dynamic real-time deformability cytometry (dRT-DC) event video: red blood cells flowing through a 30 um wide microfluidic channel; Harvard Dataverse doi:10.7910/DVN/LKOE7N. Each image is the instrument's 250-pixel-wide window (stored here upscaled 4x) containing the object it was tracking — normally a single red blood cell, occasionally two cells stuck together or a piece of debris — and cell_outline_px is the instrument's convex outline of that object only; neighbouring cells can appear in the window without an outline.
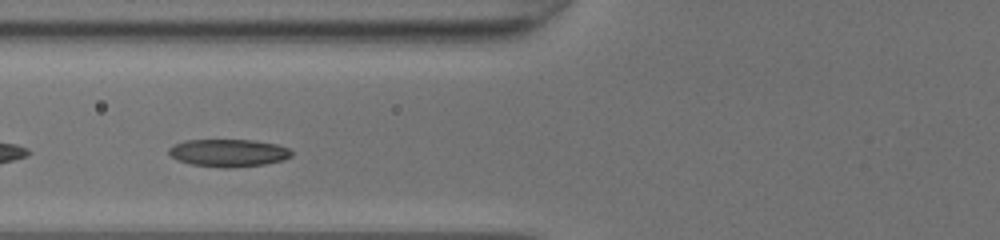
{"species": "common noctule bat (a hibernating species)", "species_latin": "Nyctalus noctula", "temperature_condition": "room temperature", "stored_images_in_passage": 33, "camera_frame_rate_fps": 3000, "um_per_image_px": 0.085, "animal": {"sex": "female", "body_mass_g": 20.0, "forearm_length_mm": 54.0}, "frame": {"image": 1, "passage_image": 6, "time_ms": 1.667, "image_size_px": [1000, 240], "cell_outline_px": [[292, 156], [284, 160], [264, 164], [228, 168], [224, 168], [192, 164], [176, 160], [168, 152], [168, 148], [172, 144], [184, 140], [252, 140], [276, 144], [288, 148], [292, 152]], "centroid_in_image_um": [19.39, 12.99], "position_along_channel_um": 106.4, "area_um2": 19.77}}
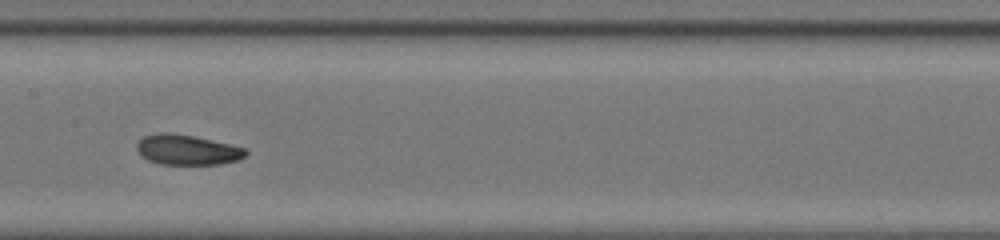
{"frame": {"image": 2, "passage_image": 12, "time_ms": 3.667, "image_size_px": [1000, 240], "cell_outline_px": [[248, 152], [240, 160], [220, 164], [160, 164], [148, 160], [136, 148], [136, 144], [144, 136], [160, 132], [168, 132], [192, 136], [228, 144], [244, 148]], "centroid_in_image_um": [15.91, 12.74], "position_along_channel_um": 191.5, "area_um2": 18.84}}
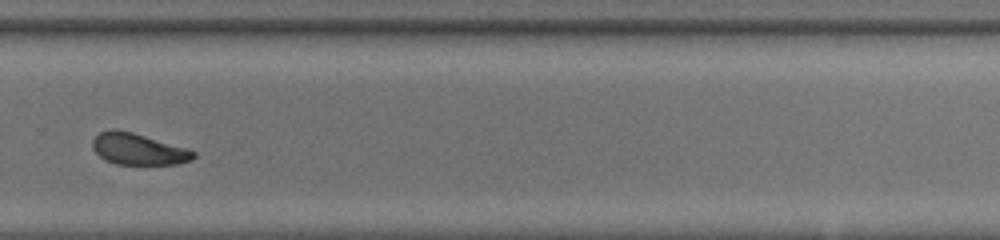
{"frame": {"image": 3, "passage_image": 21, "time_ms": 6.667, "image_size_px": [1000, 240], "cell_outline_px": [[196, 156], [192, 160], [180, 164], [116, 164], [104, 160], [92, 148], [92, 140], [100, 132], [112, 128], [116, 128], [132, 132], [188, 148], [196, 152]], "centroid_in_image_um": [11.76, 12.67], "position_along_channel_um": 318.0, "area_um2": 18.67}, "authors_computed_cell_mechanics": {"area_um2": 19.1896, "velocity_mm_per_s": 4.2376, "shape_relaxation_time_tau1_ms": 4.0463, "shape_relaxation_time_tau2_ms": 1.9095, "deformation_change_tau1": 0.155, "deformation_change_tau2": 0.0886}}